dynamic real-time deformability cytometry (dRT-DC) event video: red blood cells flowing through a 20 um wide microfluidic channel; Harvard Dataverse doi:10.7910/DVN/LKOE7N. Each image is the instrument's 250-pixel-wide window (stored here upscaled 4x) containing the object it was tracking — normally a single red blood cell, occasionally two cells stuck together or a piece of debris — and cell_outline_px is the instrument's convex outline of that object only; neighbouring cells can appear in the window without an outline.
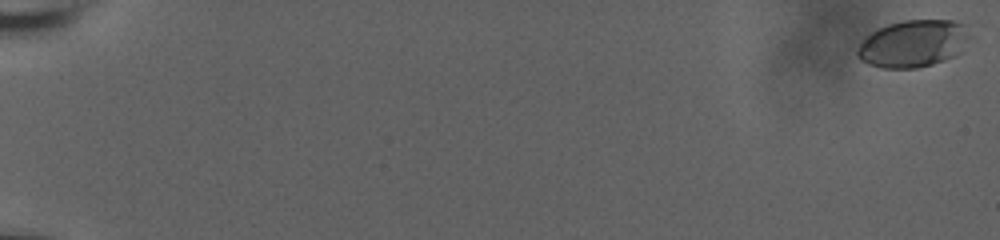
{"species": "human", "species_latin": "Homo sapiens", "temperature_condition": "room temperature", "stored_images_in_passage": 61, "camera_frame_rate_fps": 3000, "um_per_image_px": 0.085, "donor": {"sex": "male"}, "frame": {"image": 1, "passage_image": 1, "time_ms": 0.0, "image_size_px": [1000, 240], "cell_outline_px": [[968, 36], [960, 52], [956, 56], [932, 64], [916, 68], [884, 68], [868, 64], [860, 60], [856, 56], [856, 48], [864, 36], [888, 24], [904, 20], [952, 20], [964, 24]], "centroid_in_image_um": [77.56, 3.71], "position_along_channel_um": 7.4, "area_um2": 30.87}}
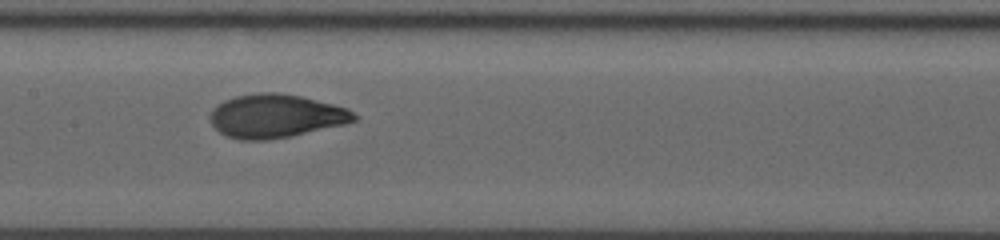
{"frame": {"image": 2, "passage_image": 34, "time_ms": 11.0, "image_size_px": [1000, 240], "cell_outline_px": [[360, 116], [356, 120], [344, 124], [292, 136], [268, 140], [240, 140], [228, 136], [220, 132], [212, 124], [208, 116], [212, 108], [224, 100], [236, 96], [260, 92], [276, 92], [300, 96], [348, 108]], "centroid_in_image_um": [23.44, 9.86], "position_along_channel_um": 184.0, "area_um2": 36.59}}
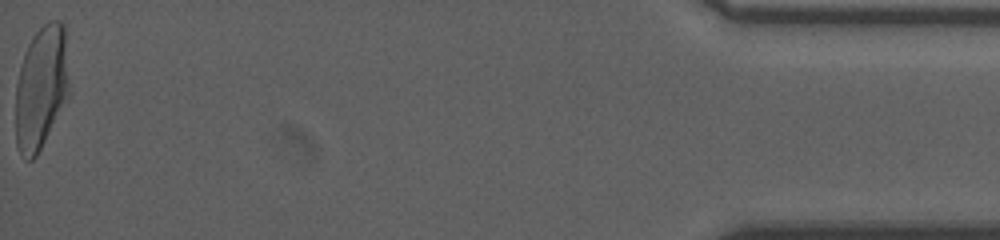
{"frame": {"image": 3, "passage_image": 61, "time_ms": 20.0, "image_size_px": [1000, 240], "cell_outline_px": [[68, 96], [36, 156], [32, 160], [24, 160], [16, 144], [16, 84], [20, 68], [28, 44], [36, 32], [48, 20], [60, 20], [64, 24], [68, 88]], "centroid_in_image_um": [3.48, 7.45], "position_along_channel_um": 431.7, "area_um2": 37.86}, "authors_computed_cell_mechanics": {"area_um2": 35.4314, "velocity_mm_per_s": 3.716, "shape_relaxation_time_tau1_ms": 4.4326, "shape_relaxation_time_tau2_ms": null, "deformation_change_tau1": 0.1942, "deformation_change_tau2": null}}